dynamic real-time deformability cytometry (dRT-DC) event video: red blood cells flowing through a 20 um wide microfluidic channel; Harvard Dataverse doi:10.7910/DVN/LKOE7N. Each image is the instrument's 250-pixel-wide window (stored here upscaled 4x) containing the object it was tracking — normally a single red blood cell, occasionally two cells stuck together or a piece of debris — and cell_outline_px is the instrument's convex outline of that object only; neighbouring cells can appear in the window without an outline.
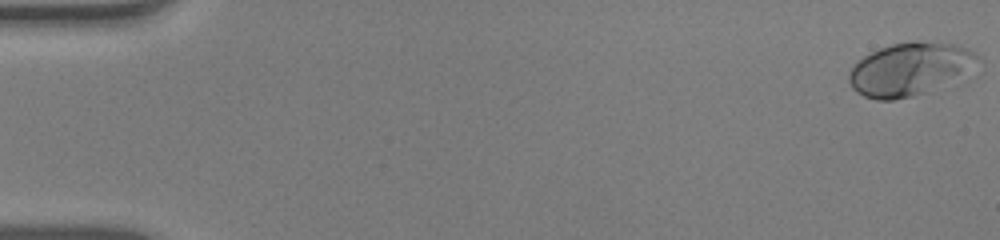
{"species": "human", "species_latin": "Homo sapiens", "temperature_condition": "warm", "stored_images_in_passage": 53, "camera_frame_rate_fps": 3000, "um_per_image_px": 0.085, "donor": {"sex": "male"}, "frame": {"image": 1, "passage_image": 1, "time_ms": 0.0, "image_size_px": [1000, 240], "cell_outline_px": [[980, 56], [928, 92], [912, 96], [892, 100], [876, 100], [864, 96], [856, 92], [852, 88], [848, 80], [848, 72], [864, 56], [880, 48], [892, 44], [916, 40], [956, 44]], "centroid_in_image_um": [77.13, 5.86], "position_along_channel_um": 7.9, "area_um2": 37.86}}
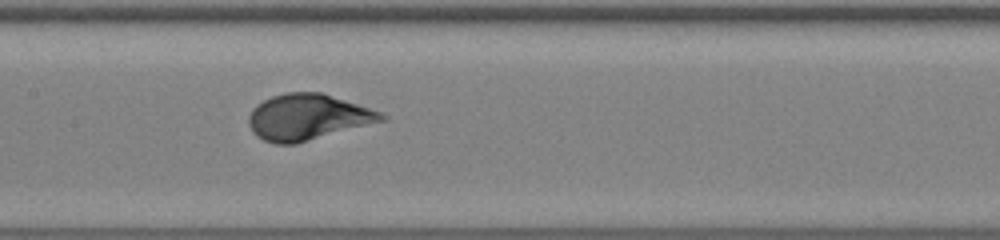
{"frame": {"image": 2, "passage_image": 27, "time_ms": 8.667, "image_size_px": [1000, 240], "cell_outline_px": [[388, 120], [296, 144], [276, 144], [264, 140], [256, 136], [252, 132], [248, 124], [248, 116], [252, 108], [256, 104], [272, 96], [284, 92], [320, 92], [380, 112], [388, 116]], "centroid_in_image_um": [26.13, 9.97], "position_along_channel_um": 181.3, "area_um2": 35.66}}
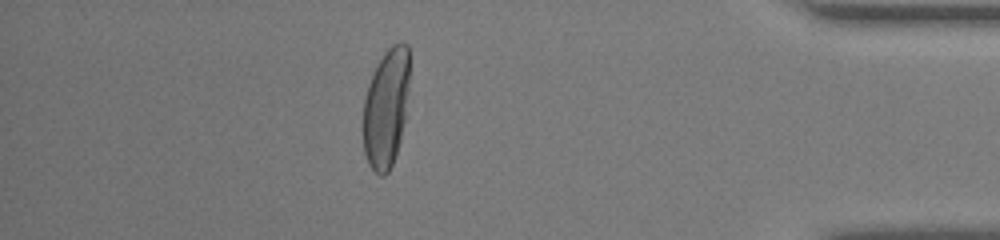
{"frame": {"image": 3, "passage_image": 47, "time_ms": 15.333, "image_size_px": [1000, 240], "cell_outline_px": [[408, 92], [404, 120], [400, 140], [392, 164], [388, 172], [384, 176], [380, 176], [368, 164], [364, 152], [364, 100], [368, 84], [384, 52], [392, 44], [408, 44]], "centroid_in_image_um": [32.81, 9.2], "position_along_channel_um": 402.4, "area_um2": 31.5}, "authors_computed_cell_mechanics": {"area_um2": 34.68, "velocity_mm_per_s": 3.9069, "shape_relaxation_time_tau1_ms": 5.0152, "shape_relaxation_time_tau2_ms": null, "deformation_change_tau1": 0.2585, "deformation_change_tau2": null}}